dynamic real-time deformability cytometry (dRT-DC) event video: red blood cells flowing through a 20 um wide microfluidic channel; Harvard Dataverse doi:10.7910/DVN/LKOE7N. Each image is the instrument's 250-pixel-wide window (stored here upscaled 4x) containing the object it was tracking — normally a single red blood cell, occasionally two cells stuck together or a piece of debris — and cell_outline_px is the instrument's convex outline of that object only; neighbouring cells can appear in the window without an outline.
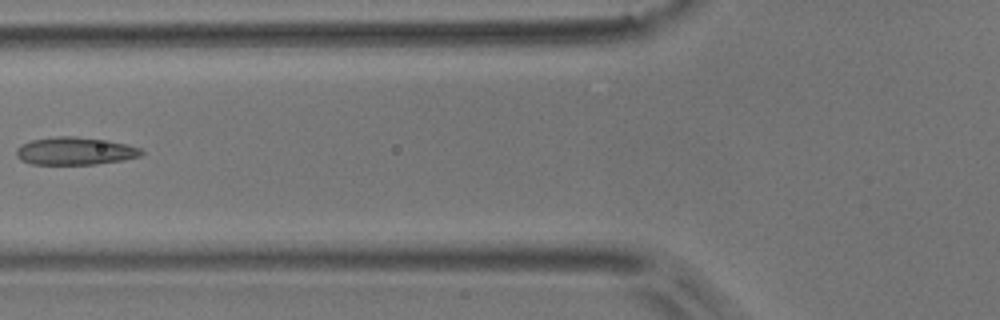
{"species": "common noctule bat (a hibernating species)", "species_latin": "Nyctalus noctula", "temperature_condition": "room temperature", "stored_images_in_passage": 6, "camera_frame_rate_fps": 3000, "um_per_image_px": 0.085, "animal": {"sex": "male", "body_mass_g": 17.9}, "frame": {"image": 1, "passage_image": 5, "time_ms": 1.333, "image_size_px": [1000, 320], "cell_outline_px": [[144, 152], [140, 156], [124, 160], [96, 164], [32, 164], [20, 160], [16, 156], [16, 148], [20, 144], [32, 140], [56, 136], [76, 136], [108, 140], [128, 144], [140, 148]], "centroid_in_image_um": [6.37, 12.83], "position_along_channel_um": 119.4, "area_um2": 20.4}}
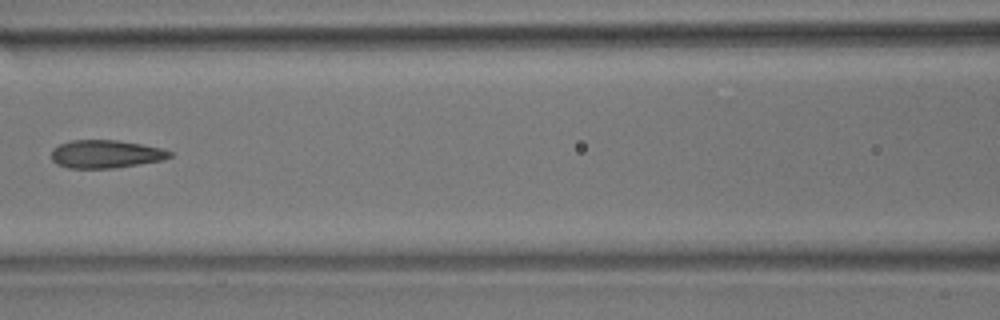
{"frame": {"image": 2, "passage_image": 6, "time_ms": 1.667, "image_size_px": [1000, 320], "cell_outline_px": [[172, 156], [164, 160], [116, 168], [68, 168], [56, 164], [52, 160], [52, 148], [60, 144], [72, 140], [116, 140], [140, 144], [160, 148], [172, 152]], "centroid_in_image_um": [8.98, 13.1], "position_along_channel_um": 157.6, "area_um2": 19.36}}